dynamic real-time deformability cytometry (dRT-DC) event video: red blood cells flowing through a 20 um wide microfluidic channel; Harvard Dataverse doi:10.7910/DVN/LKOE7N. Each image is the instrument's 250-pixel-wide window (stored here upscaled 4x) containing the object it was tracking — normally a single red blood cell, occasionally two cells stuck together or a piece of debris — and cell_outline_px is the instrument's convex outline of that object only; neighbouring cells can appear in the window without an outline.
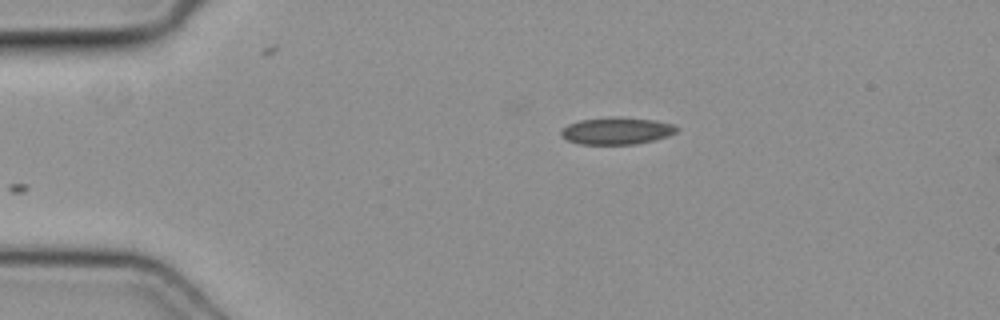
{"species": "common noctule bat (a hibernating species)", "species_latin": "Nyctalus noctula", "temperature_condition": "cold", "stored_images_in_passage": 2, "camera_frame_rate_fps": 3000, "um_per_image_px": 0.085, "animal": {"sex": "female", "body_mass_g": 19.3, "forearm_length_mm": 54.1}, "frame": {"image": 1, "passage_image": 1, "time_ms": 0.0, "image_size_px": [1000, 320], "cell_outline_px": [[680, 128], [676, 132], [668, 136], [656, 140], [636, 144], [580, 144], [568, 140], [560, 132], [568, 124], [580, 120], [608, 116], [620, 116], [656, 120], [672, 124]], "centroid_in_image_um": [52.47, 11.1], "position_along_channel_um": 32.5, "area_um2": 18.44}}